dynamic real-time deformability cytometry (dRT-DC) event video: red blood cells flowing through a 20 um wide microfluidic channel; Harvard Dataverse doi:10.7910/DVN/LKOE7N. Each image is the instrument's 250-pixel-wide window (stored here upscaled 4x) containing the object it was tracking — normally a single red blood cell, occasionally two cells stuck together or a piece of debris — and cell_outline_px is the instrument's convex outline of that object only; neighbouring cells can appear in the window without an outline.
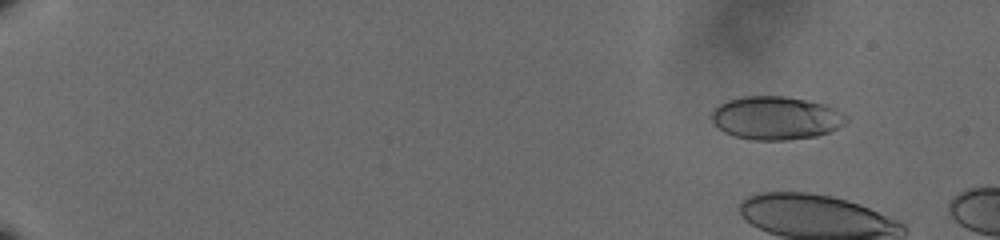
{"species": "human", "species_latin": "Homo sapiens", "temperature_condition": "cold", "stored_images_in_passage": 11, "camera_frame_rate_fps": 3000, "um_per_image_px": 0.085, "donor": {"sex": "male"}, "frame": {"image": 1, "passage_image": 5, "time_ms": 1.333, "image_size_px": [1000, 240], "cell_outline_px": [[848, 120], [844, 124], [828, 132], [816, 136], [788, 140], [752, 140], [732, 136], [724, 132], [712, 120], [712, 108], [728, 100], [744, 96], [784, 96], [824, 104], [836, 108], [844, 112], [848, 116]], "centroid_in_image_um": [65.96, 10.03], "position_along_channel_um": 19.0, "area_um2": 34.04}}